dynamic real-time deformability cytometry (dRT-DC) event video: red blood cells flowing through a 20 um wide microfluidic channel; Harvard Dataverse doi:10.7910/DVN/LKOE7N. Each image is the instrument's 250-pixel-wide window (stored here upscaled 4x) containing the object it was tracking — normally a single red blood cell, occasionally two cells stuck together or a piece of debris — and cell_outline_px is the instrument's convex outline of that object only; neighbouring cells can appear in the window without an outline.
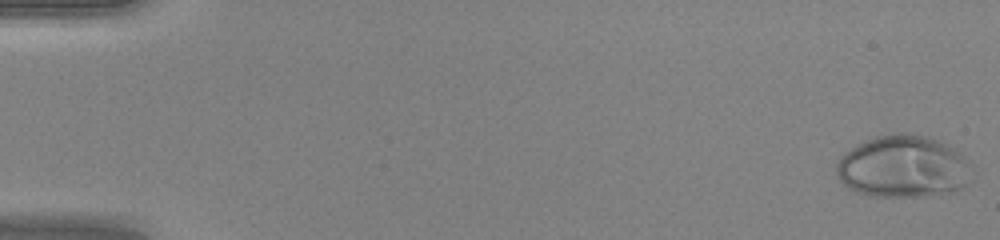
{"species": "human", "species_latin": "Homo sapiens", "temperature_condition": "warm", "stored_images_in_passage": 49, "camera_frame_rate_fps": 3000, "um_per_image_px": 0.085, "donor": {"sex": "female"}, "frame": {"image": 1, "passage_image": 1, "time_ms": 0.0, "image_size_px": [1000, 240], "cell_outline_px": [[972, 180], [956, 192], [924, 196], [872, 196], [856, 192], [848, 188], [836, 176], [836, 164], [840, 156], [844, 152], [856, 144], [876, 136], [896, 132], [908, 132], [940, 140], [956, 148], [968, 160]], "centroid_in_image_um": [76.78, 14.16], "position_along_channel_um": 8.2, "area_um2": 49.88}}
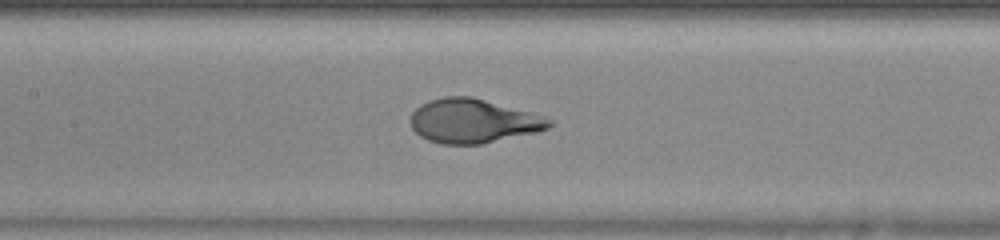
{"frame": {"image": 2, "passage_image": 24, "time_ms": 7.667, "image_size_px": [1000, 240], "cell_outline_px": [[552, 124], [548, 128], [536, 132], [480, 144], [440, 144], [428, 140], [420, 136], [412, 128], [408, 120], [412, 112], [420, 104], [444, 96], [472, 96], [528, 112], [552, 120]], "centroid_in_image_um": [40.14, 10.28], "position_along_channel_um": 167.3, "area_um2": 35.32}}
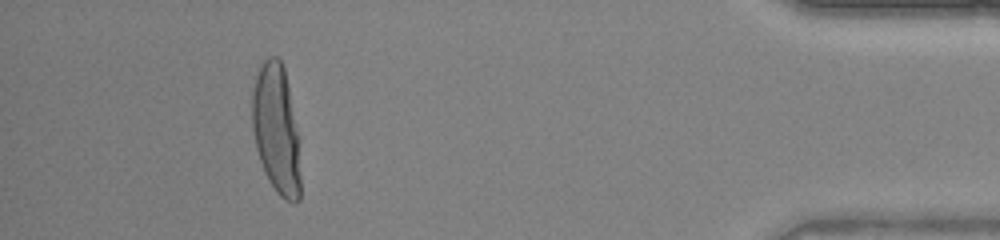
{"frame": {"image": 3, "passage_image": 45, "time_ms": 14.667, "image_size_px": [1000, 240], "cell_outline_px": [[300, 200], [296, 204], [292, 204], [284, 200], [276, 192], [268, 180], [264, 172], [256, 148], [252, 128], [252, 88], [260, 64], [268, 56], [276, 56], [280, 60], [284, 68], [288, 88], [296, 132], [300, 176]], "centroid_in_image_um": [23.45, 11.03], "position_along_channel_um": 411.7, "area_um2": 36.13}, "authors_computed_cell_mechanics": {"area_um2": 36.2406, "velocity_mm_per_s": 4.2608, "shape_relaxation_time_tau1_ms": 4.4604, "shape_relaxation_time_tau2_ms": null, "deformation_change_tau1": 0.2926, "deformation_change_tau2": null}}